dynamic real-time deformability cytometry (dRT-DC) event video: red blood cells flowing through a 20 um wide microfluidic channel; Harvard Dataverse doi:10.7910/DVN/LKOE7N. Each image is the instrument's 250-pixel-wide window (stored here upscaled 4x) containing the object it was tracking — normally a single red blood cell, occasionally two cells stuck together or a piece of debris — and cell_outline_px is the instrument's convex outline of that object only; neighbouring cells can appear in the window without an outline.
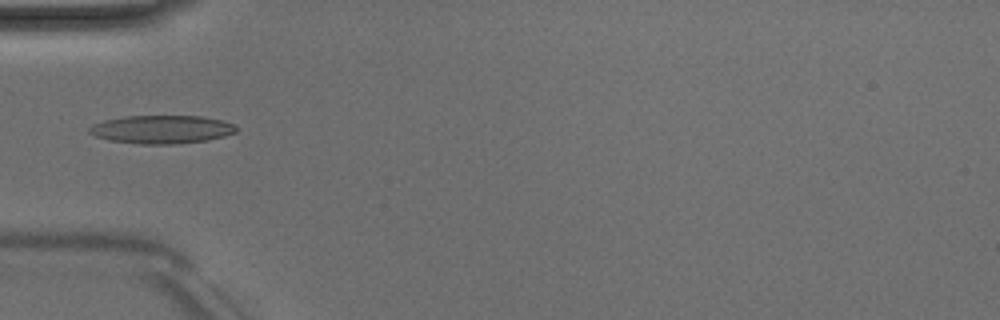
{"species": "Egyptian fruit bat (a non-hibernating species)", "species_latin": "Rousettus aegyptiacus", "temperature_condition": "room temperature", "stored_images_in_passage": 6, "camera_frame_rate_fps": 3000, "um_per_image_px": 0.085, "animal": {"sex": "male"}, "frame": {"image": 1, "passage_image": 4, "time_ms": 4.333, "image_size_px": [1000, 320], "cell_outline_px": [[236, 132], [224, 136], [208, 140], [176, 144], [140, 144], [108, 140], [96, 136], [88, 132], [88, 128], [104, 120], [124, 116], [200, 116], [220, 120], [236, 124]], "centroid_in_image_um": [13.75, 11.0], "position_along_channel_um": 71.2, "area_um2": 24.16}}